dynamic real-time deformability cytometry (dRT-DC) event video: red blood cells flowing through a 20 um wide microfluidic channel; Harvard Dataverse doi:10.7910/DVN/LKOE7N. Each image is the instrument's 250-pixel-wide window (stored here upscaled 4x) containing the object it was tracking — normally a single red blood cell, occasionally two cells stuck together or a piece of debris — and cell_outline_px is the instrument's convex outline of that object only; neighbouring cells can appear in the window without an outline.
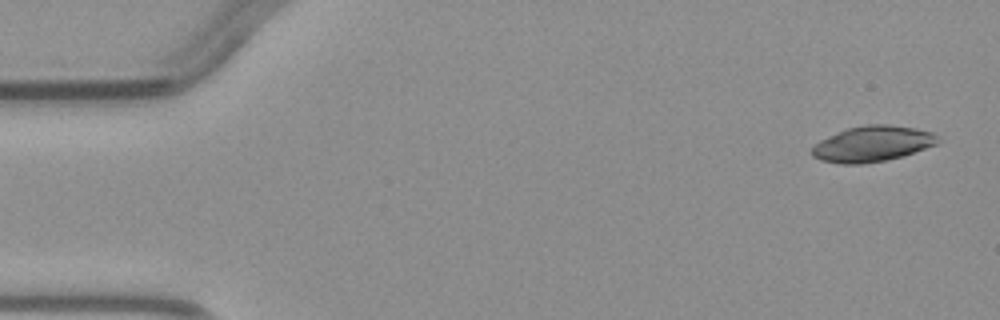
{"species": "common noctule bat (a hibernating species)", "species_latin": "Nyctalus noctula", "temperature_condition": "warm", "stored_images_in_passage": 5, "camera_frame_rate_fps": 3000, "um_per_image_px": 0.085, "animal": {"sex": "male", "body_mass_g": 23.1, "forearm_length_mm": 52.7}, "frame": {"image": 1, "passage_image": 1, "time_ms": 0.0, "image_size_px": [1000, 320], "cell_outline_px": [[940, 140], [936, 144], [904, 156], [888, 160], [860, 164], [840, 164], [820, 160], [812, 156], [812, 148], [820, 140], [848, 128], [864, 124], [888, 124], [916, 128], [932, 132]], "centroid_in_image_um": [74.16, 12.23], "position_along_channel_um": 10.8, "area_um2": 26.18}}